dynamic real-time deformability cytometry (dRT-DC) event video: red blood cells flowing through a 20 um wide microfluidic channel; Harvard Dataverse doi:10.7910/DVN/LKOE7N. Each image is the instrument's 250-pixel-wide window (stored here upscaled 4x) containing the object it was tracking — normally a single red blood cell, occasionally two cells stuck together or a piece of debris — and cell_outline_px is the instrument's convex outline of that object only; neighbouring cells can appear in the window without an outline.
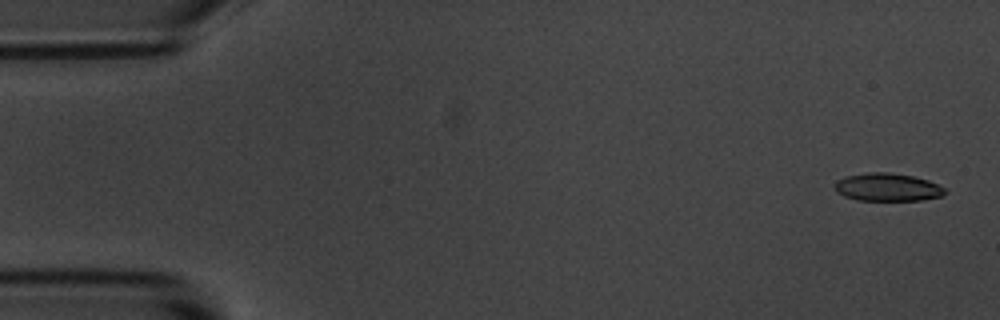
{"species": "common noctule bat (a hibernating species)", "species_latin": "Nyctalus noctula", "temperature_condition": "room temperature", "stored_images_in_passage": 5, "camera_frame_rate_fps": 3000, "um_per_image_px": 0.085, "animal": {"sex": "male", "body_mass_g": 20.1, "forearm_length_mm": 53.5}, "frame": {"image": 1, "passage_image": 1, "time_ms": 0.0, "image_size_px": [1000, 320], "cell_outline_px": [[948, 192], [940, 196], [920, 200], [856, 200], [844, 196], [836, 192], [832, 188], [832, 184], [836, 180], [848, 176], [868, 172], [888, 172], [912, 176], [928, 180], [944, 188]], "centroid_in_image_um": [75.37, 15.91], "position_along_channel_um": 9.6, "area_um2": 17.98}}
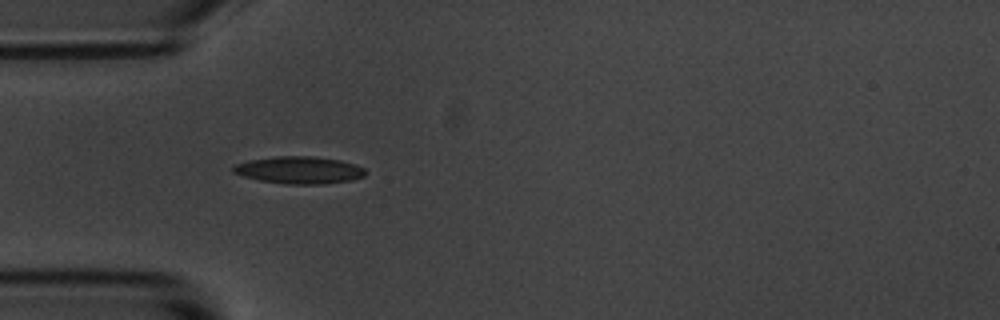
{"frame": {"image": 2, "passage_image": 4, "time_ms": 4.667, "image_size_px": [1000, 320], "cell_outline_px": [[368, 172], [364, 176], [352, 180], [324, 184], [284, 184], [260, 180], [244, 176], [232, 172], [232, 168], [236, 164], [248, 160], [276, 156], [312, 156], [340, 160], [356, 164], [364, 168]], "centroid_in_image_um": [25.46, 14.45], "position_along_channel_um": 59.5, "area_um2": 21.1}}